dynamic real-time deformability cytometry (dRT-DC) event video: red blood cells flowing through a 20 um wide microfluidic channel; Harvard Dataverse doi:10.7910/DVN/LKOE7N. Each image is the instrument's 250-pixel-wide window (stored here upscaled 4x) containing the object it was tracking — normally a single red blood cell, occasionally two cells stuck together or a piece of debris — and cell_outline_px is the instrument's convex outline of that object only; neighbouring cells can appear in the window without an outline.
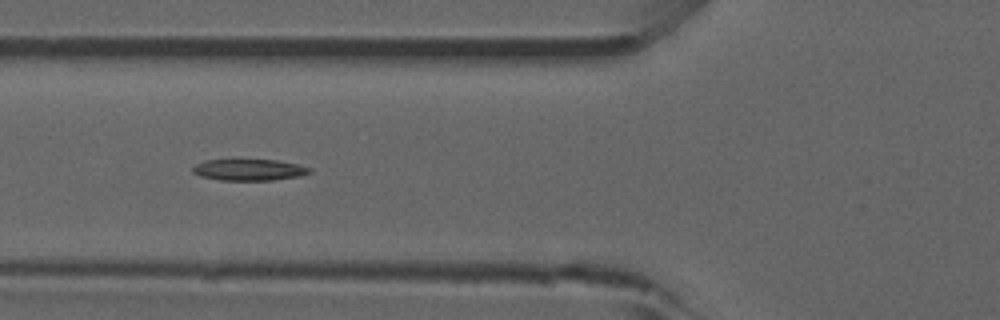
{"species": "common noctule bat (a hibernating species)", "species_latin": "Nyctalus noctula", "temperature_condition": "room temperature", "stored_images_in_passage": 39, "camera_frame_rate_fps": 3000, "um_per_image_px": 0.085, "animal": {"sex": "male", "forearm_length_mm": 52.5}, "frame": {"image": 1, "passage_image": 6, "time_ms": 1.667, "image_size_px": [1000, 320], "cell_outline_px": [[312, 172], [300, 176], [272, 180], [220, 180], [200, 176], [192, 172], [192, 168], [196, 164], [204, 160], [276, 160], [296, 164], [312, 168]], "centroid_in_image_um": [21.17, 14.44], "position_along_channel_um": 104.6, "area_um2": 14.51}, "authors_computed_cell_mechanics": {"area_um2": 14.7968, "velocity_mm_per_s": 3.8833, "shape_relaxation_time_tau1_ms": null, "shape_relaxation_time_tau2_ms": 4.4868, "deformation_change_tau1": null, "deformation_change_tau2": 0.1206}}